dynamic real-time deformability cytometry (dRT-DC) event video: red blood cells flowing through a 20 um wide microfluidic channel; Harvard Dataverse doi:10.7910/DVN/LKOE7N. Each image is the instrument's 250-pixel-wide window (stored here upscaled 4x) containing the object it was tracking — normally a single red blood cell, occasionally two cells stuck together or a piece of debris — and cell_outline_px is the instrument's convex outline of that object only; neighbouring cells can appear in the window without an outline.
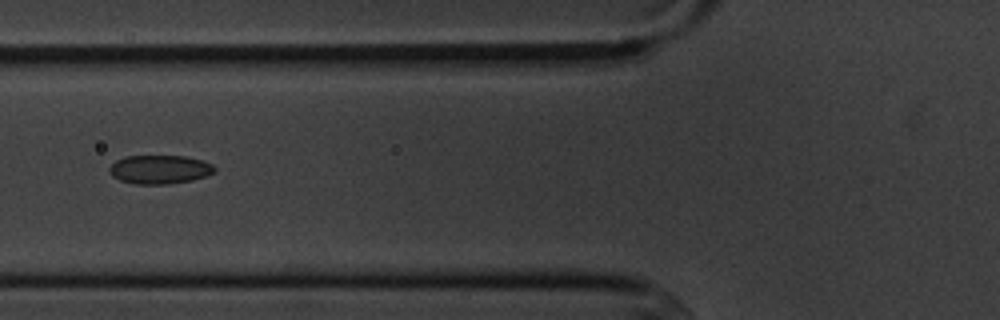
{"species": "common noctule bat (a hibernating species)", "species_latin": "Nyctalus noctula", "temperature_condition": "cold", "stored_images_in_passage": 8, "camera_frame_rate_fps": 3000, "um_per_image_px": 0.085, "animal": {"sex": "male", "body_mass_g": 20.1, "forearm_length_mm": 53.5}, "frame": {"image": 1, "passage_image": 3, "time_ms": 2.333, "image_size_px": [1000, 320], "cell_outline_px": [[216, 168], [212, 172], [204, 176], [192, 180], [168, 184], [132, 184], [120, 180], [112, 176], [108, 168], [116, 160], [124, 156], [184, 156], [200, 160], [212, 164]], "centroid_in_image_um": [13.52, 14.4], "position_along_channel_um": 112.3, "area_um2": 17.51}}
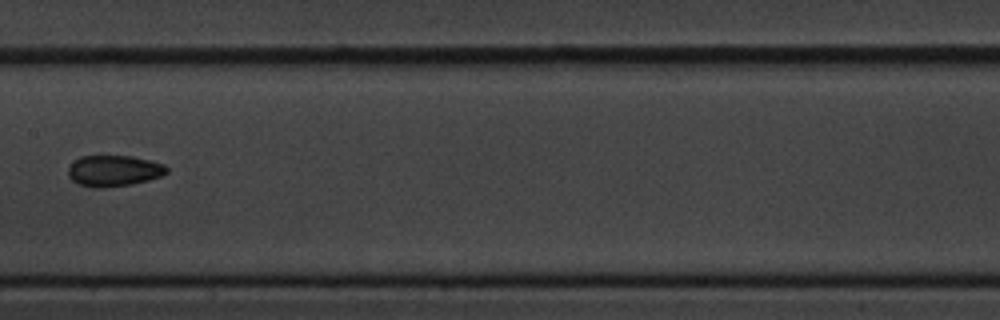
{"frame": {"image": 2, "passage_image": 5, "time_ms": 4.667, "image_size_px": [1000, 320], "cell_outline_px": [[168, 172], [160, 176], [148, 180], [132, 184], [100, 188], [92, 188], [80, 184], [72, 180], [68, 176], [68, 168], [80, 156], [132, 156], [152, 160], [164, 164], [168, 168]], "centroid_in_image_um": [9.69, 14.51], "position_along_channel_um": 197.7, "area_um2": 17.86}}
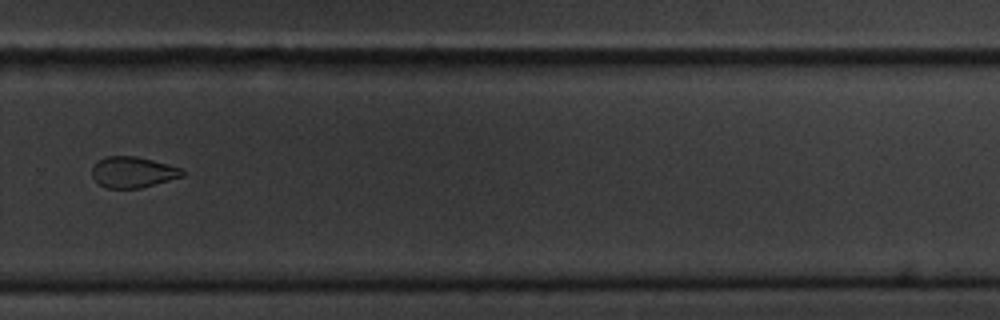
{"frame": {"image": 3, "passage_image": 8, "time_ms": 8.0, "image_size_px": [1000, 320], "cell_outline_px": [[184, 176], [140, 188], [108, 188], [100, 184], [92, 176], [92, 168], [100, 160], [108, 156], [136, 156], [152, 160], [180, 168], [184, 172]], "centroid_in_image_um": [11.3, 14.64], "position_along_channel_um": 318.5, "area_um2": 15.95}}